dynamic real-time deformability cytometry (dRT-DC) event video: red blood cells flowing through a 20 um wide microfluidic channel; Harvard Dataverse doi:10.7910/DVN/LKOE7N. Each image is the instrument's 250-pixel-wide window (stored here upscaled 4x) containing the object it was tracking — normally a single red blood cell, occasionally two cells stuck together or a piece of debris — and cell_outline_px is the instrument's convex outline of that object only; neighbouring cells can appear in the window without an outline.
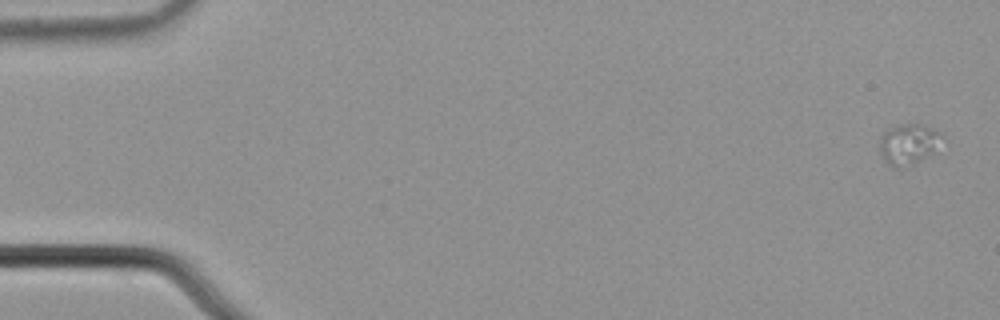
{"species": "common noctule bat (a hibernating species)", "species_latin": "Nyctalus noctula", "temperature_condition": "cold", "stored_images_in_passage": 7, "camera_frame_rate_fps": 3000, "um_per_image_px": 0.085, "animal": {"sex": "male", "body_mass_g": 21.5, "forearm_length_mm": 52.0}, "frame": {"image": 1, "passage_image": 1, "time_ms": 0.0, "image_size_px": [1000, 320], "cell_outline_px": [[944, 136], [932, 152], [900, 168], [892, 168], [884, 160], [880, 148], [880, 136], [888, 128], [900, 124], [916, 124], [932, 128], [944, 132]], "centroid_in_image_um": [77.19, 12.2], "position_along_channel_um": 7.8, "area_um2": 14.39}}